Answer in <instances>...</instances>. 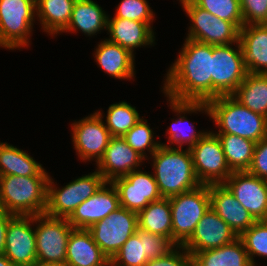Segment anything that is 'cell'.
<instances>
[{"label": "cell", "mask_w": 267, "mask_h": 266, "mask_svg": "<svg viewBox=\"0 0 267 266\" xmlns=\"http://www.w3.org/2000/svg\"><path fill=\"white\" fill-rule=\"evenodd\" d=\"M212 45L185 40L163 84L166 97L182 102L211 100Z\"/></svg>", "instance_id": "cell-1"}, {"label": "cell", "mask_w": 267, "mask_h": 266, "mask_svg": "<svg viewBox=\"0 0 267 266\" xmlns=\"http://www.w3.org/2000/svg\"><path fill=\"white\" fill-rule=\"evenodd\" d=\"M176 115L204 111L214 120L219 133L234 134L258 143L267 137V117L243 106L232 95H222L207 102H182L168 99Z\"/></svg>", "instance_id": "cell-2"}, {"label": "cell", "mask_w": 267, "mask_h": 266, "mask_svg": "<svg viewBox=\"0 0 267 266\" xmlns=\"http://www.w3.org/2000/svg\"><path fill=\"white\" fill-rule=\"evenodd\" d=\"M154 178L162 197L170 198L198 188L189 148L161 144L152 155Z\"/></svg>", "instance_id": "cell-3"}, {"label": "cell", "mask_w": 267, "mask_h": 266, "mask_svg": "<svg viewBox=\"0 0 267 266\" xmlns=\"http://www.w3.org/2000/svg\"><path fill=\"white\" fill-rule=\"evenodd\" d=\"M49 177L45 169L37 176H0V209L17 216L44 214Z\"/></svg>", "instance_id": "cell-4"}, {"label": "cell", "mask_w": 267, "mask_h": 266, "mask_svg": "<svg viewBox=\"0 0 267 266\" xmlns=\"http://www.w3.org/2000/svg\"><path fill=\"white\" fill-rule=\"evenodd\" d=\"M172 214V242L183 245L193 234L198 222L210 209L209 185L169 198Z\"/></svg>", "instance_id": "cell-5"}, {"label": "cell", "mask_w": 267, "mask_h": 266, "mask_svg": "<svg viewBox=\"0 0 267 266\" xmlns=\"http://www.w3.org/2000/svg\"><path fill=\"white\" fill-rule=\"evenodd\" d=\"M52 180L49 177L44 214L54 218H68L82 202L94 195L106 182L97 170L69 182L62 189H57Z\"/></svg>", "instance_id": "cell-6"}, {"label": "cell", "mask_w": 267, "mask_h": 266, "mask_svg": "<svg viewBox=\"0 0 267 266\" xmlns=\"http://www.w3.org/2000/svg\"><path fill=\"white\" fill-rule=\"evenodd\" d=\"M212 45L211 100L232 95L247 76L241 44Z\"/></svg>", "instance_id": "cell-7"}, {"label": "cell", "mask_w": 267, "mask_h": 266, "mask_svg": "<svg viewBox=\"0 0 267 266\" xmlns=\"http://www.w3.org/2000/svg\"><path fill=\"white\" fill-rule=\"evenodd\" d=\"M34 16L33 0H0V47L12 50L30 45Z\"/></svg>", "instance_id": "cell-8"}, {"label": "cell", "mask_w": 267, "mask_h": 266, "mask_svg": "<svg viewBox=\"0 0 267 266\" xmlns=\"http://www.w3.org/2000/svg\"><path fill=\"white\" fill-rule=\"evenodd\" d=\"M37 265L65 264L67 243L74 229L67 218H54L45 214L34 216Z\"/></svg>", "instance_id": "cell-9"}, {"label": "cell", "mask_w": 267, "mask_h": 266, "mask_svg": "<svg viewBox=\"0 0 267 266\" xmlns=\"http://www.w3.org/2000/svg\"><path fill=\"white\" fill-rule=\"evenodd\" d=\"M180 2L192 22L187 39L209 45H227L239 41L240 30L232 22L214 16L192 0Z\"/></svg>", "instance_id": "cell-10"}, {"label": "cell", "mask_w": 267, "mask_h": 266, "mask_svg": "<svg viewBox=\"0 0 267 266\" xmlns=\"http://www.w3.org/2000/svg\"><path fill=\"white\" fill-rule=\"evenodd\" d=\"M189 150L195 175L201 185L223 184L233 173L215 133L207 132Z\"/></svg>", "instance_id": "cell-11"}, {"label": "cell", "mask_w": 267, "mask_h": 266, "mask_svg": "<svg viewBox=\"0 0 267 266\" xmlns=\"http://www.w3.org/2000/svg\"><path fill=\"white\" fill-rule=\"evenodd\" d=\"M137 228L138 213L120 206L88 230L91 232L94 242L111 260L122 245L136 233Z\"/></svg>", "instance_id": "cell-12"}, {"label": "cell", "mask_w": 267, "mask_h": 266, "mask_svg": "<svg viewBox=\"0 0 267 266\" xmlns=\"http://www.w3.org/2000/svg\"><path fill=\"white\" fill-rule=\"evenodd\" d=\"M102 118V113L97 111L72 123L73 144L82 161L95 158L98 163L112 138Z\"/></svg>", "instance_id": "cell-13"}, {"label": "cell", "mask_w": 267, "mask_h": 266, "mask_svg": "<svg viewBox=\"0 0 267 266\" xmlns=\"http://www.w3.org/2000/svg\"><path fill=\"white\" fill-rule=\"evenodd\" d=\"M34 216L15 215L8 223L4 255L15 266H37Z\"/></svg>", "instance_id": "cell-14"}, {"label": "cell", "mask_w": 267, "mask_h": 266, "mask_svg": "<svg viewBox=\"0 0 267 266\" xmlns=\"http://www.w3.org/2000/svg\"><path fill=\"white\" fill-rule=\"evenodd\" d=\"M112 184L118 192L120 206L136 213L162 198L154 176L140 170L116 178Z\"/></svg>", "instance_id": "cell-15"}, {"label": "cell", "mask_w": 267, "mask_h": 266, "mask_svg": "<svg viewBox=\"0 0 267 266\" xmlns=\"http://www.w3.org/2000/svg\"><path fill=\"white\" fill-rule=\"evenodd\" d=\"M223 184L256 221L267 220V180L242 171L233 172Z\"/></svg>", "instance_id": "cell-16"}, {"label": "cell", "mask_w": 267, "mask_h": 266, "mask_svg": "<svg viewBox=\"0 0 267 266\" xmlns=\"http://www.w3.org/2000/svg\"><path fill=\"white\" fill-rule=\"evenodd\" d=\"M119 207L120 202L116 188L112 182H105L94 195L82 202L67 220L73 228L89 229Z\"/></svg>", "instance_id": "cell-17"}, {"label": "cell", "mask_w": 267, "mask_h": 266, "mask_svg": "<svg viewBox=\"0 0 267 266\" xmlns=\"http://www.w3.org/2000/svg\"><path fill=\"white\" fill-rule=\"evenodd\" d=\"M237 238L230 226L210 208L182 246L193 256L197 252L229 244Z\"/></svg>", "instance_id": "cell-18"}, {"label": "cell", "mask_w": 267, "mask_h": 266, "mask_svg": "<svg viewBox=\"0 0 267 266\" xmlns=\"http://www.w3.org/2000/svg\"><path fill=\"white\" fill-rule=\"evenodd\" d=\"M144 159L126 143L123 137H112L103 157L97 163L96 170L106 182H112L135 171Z\"/></svg>", "instance_id": "cell-19"}, {"label": "cell", "mask_w": 267, "mask_h": 266, "mask_svg": "<svg viewBox=\"0 0 267 266\" xmlns=\"http://www.w3.org/2000/svg\"><path fill=\"white\" fill-rule=\"evenodd\" d=\"M209 194L210 208L238 237L256 222L224 184H210Z\"/></svg>", "instance_id": "cell-20"}, {"label": "cell", "mask_w": 267, "mask_h": 266, "mask_svg": "<svg viewBox=\"0 0 267 266\" xmlns=\"http://www.w3.org/2000/svg\"><path fill=\"white\" fill-rule=\"evenodd\" d=\"M239 42L248 73L267 74V23L243 26Z\"/></svg>", "instance_id": "cell-21"}, {"label": "cell", "mask_w": 267, "mask_h": 266, "mask_svg": "<svg viewBox=\"0 0 267 266\" xmlns=\"http://www.w3.org/2000/svg\"><path fill=\"white\" fill-rule=\"evenodd\" d=\"M67 266H110V260L94 242L88 229L74 228L67 243Z\"/></svg>", "instance_id": "cell-22"}, {"label": "cell", "mask_w": 267, "mask_h": 266, "mask_svg": "<svg viewBox=\"0 0 267 266\" xmlns=\"http://www.w3.org/2000/svg\"><path fill=\"white\" fill-rule=\"evenodd\" d=\"M107 30L110 34L109 41L129 50L132 54L135 48L152 45L155 41L152 27L140 21L110 19L108 16Z\"/></svg>", "instance_id": "cell-23"}, {"label": "cell", "mask_w": 267, "mask_h": 266, "mask_svg": "<svg viewBox=\"0 0 267 266\" xmlns=\"http://www.w3.org/2000/svg\"><path fill=\"white\" fill-rule=\"evenodd\" d=\"M95 50V60L104 72L118 79L134 77L135 59L129 50L108 39L100 42Z\"/></svg>", "instance_id": "cell-24"}, {"label": "cell", "mask_w": 267, "mask_h": 266, "mask_svg": "<svg viewBox=\"0 0 267 266\" xmlns=\"http://www.w3.org/2000/svg\"><path fill=\"white\" fill-rule=\"evenodd\" d=\"M193 266H253L242 240L195 253Z\"/></svg>", "instance_id": "cell-25"}, {"label": "cell", "mask_w": 267, "mask_h": 266, "mask_svg": "<svg viewBox=\"0 0 267 266\" xmlns=\"http://www.w3.org/2000/svg\"><path fill=\"white\" fill-rule=\"evenodd\" d=\"M108 15L93 0H76L69 25L63 32L79 29L87 36L96 35L100 30H107Z\"/></svg>", "instance_id": "cell-26"}, {"label": "cell", "mask_w": 267, "mask_h": 266, "mask_svg": "<svg viewBox=\"0 0 267 266\" xmlns=\"http://www.w3.org/2000/svg\"><path fill=\"white\" fill-rule=\"evenodd\" d=\"M76 0H39L36 3V15L40 24L49 35L63 32L71 20Z\"/></svg>", "instance_id": "cell-27"}, {"label": "cell", "mask_w": 267, "mask_h": 266, "mask_svg": "<svg viewBox=\"0 0 267 266\" xmlns=\"http://www.w3.org/2000/svg\"><path fill=\"white\" fill-rule=\"evenodd\" d=\"M232 96L251 111L267 117V74L248 73Z\"/></svg>", "instance_id": "cell-28"}, {"label": "cell", "mask_w": 267, "mask_h": 266, "mask_svg": "<svg viewBox=\"0 0 267 266\" xmlns=\"http://www.w3.org/2000/svg\"><path fill=\"white\" fill-rule=\"evenodd\" d=\"M138 228L172 241V214L169 198L149 203L138 213Z\"/></svg>", "instance_id": "cell-29"}, {"label": "cell", "mask_w": 267, "mask_h": 266, "mask_svg": "<svg viewBox=\"0 0 267 266\" xmlns=\"http://www.w3.org/2000/svg\"><path fill=\"white\" fill-rule=\"evenodd\" d=\"M43 169L25 151L0 142V176H37Z\"/></svg>", "instance_id": "cell-30"}, {"label": "cell", "mask_w": 267, "mask_h": 266, "mask_svg": "<svg viewBox=\"0 0 267 266\" xmlns=\"http://www.w3.org/2000/svg\"><path fill=\"white\" fill-rule=\"evenodd\" d=\"M232 172L248 171L256 143L234 134H216Z\"/></svg>", "instance_id": "cell-31"}, {"label": "cell", "mask_w": 267, "mask_h": 266, "mask_svg": "<svg viewBox=\"0 0 267 266\" xmlns=\"http://www.w3.org/2000/svg\"><path fill=\"white\" fill-rule=\"evenodd\" d=\"M140 119L136 107L122 101L109 106L105 126L112 137H123Z\"/></svg>", "instance_id": "cell-32"}, {"label": "cell", "mask_w": 267, "mask_h": 266, "mask_svg": "<svg viewBox=\"0 0 267 266\" xmlns=\"http://www.w3.org/2000/svg\"><path fill=\"white\" fill-rule=\"evenodd\" d=\"M147 120L141 118L124 136L126 143L141 156L147 159L145 150L152 156L162 143L155 142L153 130ZM146 156V157H145Z\"/></svg>", "instance_id": "cell-33"}, {"label": "cell", "mask_w": 267, "mask_h": 266, "mask_svg": "<svg viewBox=\"0 0 267 266\" xmlns=\"http://www.w3.org/2000/svg\"><path fill=\"white\" fill-rule=\"evenodd\" d=\"M214 16L232 22L239 30L244 26L240 0H192Z\"/></svg>", "instance_id": "cell-34"}, {"label": "cell", "mask_w": 267, "mask_h": 266, "mask_svg": "<svg viewBox=\"0 0 267 266\" xmlns=\"http://www.w3.org/2000/svg\"><path fill=\"white\" fill-rule=\"evenodd\" d=\"M239 238L242 240L253 266L256 265L255 255L267 257V220L256 221Z\"/></svg>", "instance_id": "cell-35"}, {"label": "cell", "mask_w": 267, "mask_h": 266, "mask_svg": "<svg viewBox=\"0 0 267 266\" xmlns=\"http://www.w3.org/2000/svg\"><path fill=\"white\" fill-rule=\"evenodd\" d=\"M148 259L145 257L143 240L133 234L110 260V266H145Z\"/></svg>", "instance_id": "cell-36"}, {"label": "cell", "mask_w": 267, "mask_h": 266, "mask_svg": "<svg viewBox=\"0 0 267 266\" xmlns=\"http://www.w3.org/2000/svg\"><path fill=\"white\" fill-rule=\"evenodd\" d=\"M113 18L140 21L151 27L154 14L146 0H122Z\"/></svg>", "instance_id": "cell-37"}, {"label": "cell", "mask_w": 267, "mask_h": 266, "mask_svg": "<svg viewBox=\"0 0 267 266\" xmlns=\"http://www.w3.org/2000/svg\"><path fill=\"white\" fill-rule=\"evenodd\" d=\"M136 234L140 240H143L144 253L148 260L165 256L176 246L169 238L144 231L140 228L136 229Z\"/></svg>", "instance_id": "cell-38"}, {"label": "cell", "mask_w": 267, "mask_h": 266, "mask_svg": "<svg viewBox=\"0 0 267 266\" xmlns=\"http://www.w3.org/2000/svg\"><path fill=\"white\" fill-rule=\"evenodd\" d=\"M187 123V127L190 129L189 132L187 133V130L182 128L183 126L180 127V125ZM189 125V126H188ZM186 126V124H185ZM184 126V127H185ZM186 127V128H187ZM183 130H186L183 131ZM168 135H169V140H168V145L169 144H176L178 145V148H182L183 144H188V148H191L193 145H195L199 139H201L207 132H197L194 129L193 124H188L187 118L183 115L177 119L174 120L168 130Z\"/></svg>", "instance_id": "cell-39"}, {"label": "cell", "mask_w": 267, "mask_h": 266, "mask_svg": "<svg viewBox=\"0 0 267 266\" xmlns=\"http://www.w3.org/2000/svg\"><path fill=\"white\" fill-rule=\"evenodd\" d=\"M244 26L267 23V0H240Z\"/></svg>", "instance_id": "cell-40"}, {"label": "cell", "mask_w": 267, "mask_h": 266, "mask_svg": "<svg viewBox=\"0 0 267 266\" xmlns=\"http://www.w3.org/2000/svg\"><path fill=\"white\" fill-rule=\"evenodd\" d=\"M145 266H193V258L182 245H176L165 256L148 260Z\"/></svg>", "instance_id": "cell-41"}, {"label": "cell", "mask_w": 267, "mask_h": 266, "mask_svg": "<svg viewBox=\"0 0 267 266\" xmlns=\"http://www.w3.org/2000/svg\"><path fill=\"white\" fill-rule=\"evenodd\" d=\"M247 172L267 180V137L256 143L252 162Z\"/></svg>", "instance_id": "cell-42"}, {"label": "cell", "mask_w": 267, "mask_h": 266, "mask_svg": "<svg viewBox=\"0 0 267 266\" xmlns=\"http://www.w3.org/2000/svg\"><path fill=\"white\" fill-rule=\"evenodd\" d=\"M14 216V214L0 209V255L4 254L8 223Z\"/></svg>", "instance_id": "cell-43"}, {"label": "cell", "mask_w": 267, "mask_h": 266, "mask_svg": "<svg viewBox=\"0 0 267 266\" xmlns=\"http://www.w3.org/2000/svg\"><path fill=\"white\" fill-rule=\"evenodd\" d=\"M0 266H15V265L11 263L4 254H2L0 255Z\"/></svg>", "instance_id": "cell-44"}, {"label": "cell", "mask_w": 267, "mask_h": 266, "mask_svg": "<svg viewBox=\"0 0 267 266\" xmlns=\"http://www.w3.org/2000/svg\"><path fill=\"white\" fill-rule=\"evenodd\" d=\"M37 266H67L66 264H44V265H37Z\"/></svg>", "instance_id": "cell-45"}]
</instances>
